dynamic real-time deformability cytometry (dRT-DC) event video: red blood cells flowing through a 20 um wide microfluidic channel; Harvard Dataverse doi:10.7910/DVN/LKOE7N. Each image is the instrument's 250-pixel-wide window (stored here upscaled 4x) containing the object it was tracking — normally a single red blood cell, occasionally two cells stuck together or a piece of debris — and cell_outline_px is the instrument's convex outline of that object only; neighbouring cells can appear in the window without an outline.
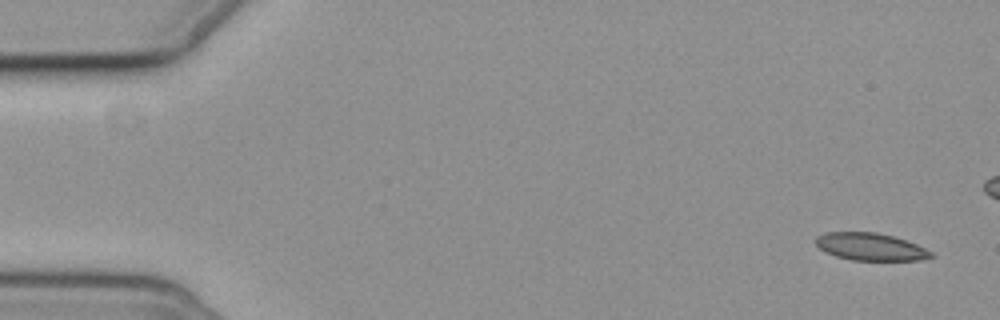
{"species": "common noctule bat (a hibernating species)", "species_latin": "Nyctalus noctula", "temperature_condition": "cold", "stored_images_in_passage": 6, "camera_frame_rate_fps": 3000, "um_per_image_px": 0.085, "animal": {"sex": "female", "body_mass_g": 19.3, "forearm_length_mm": 54.1}, "frame": {"image": 1, "passage_image": 1, "time_ms": 0.0, "image_size_px": [1000, 320], "cell_outline_px": [[936, 256], [920, 260], [852, 260], [836, 256], [824, 252], [812, 240], [816, 236], [828, 232], [876, 232], [892, 236], [916, 244], [932, 252]], "centroid_in_image_um": [73.95, 20.97], "position_along_channel_um": 11.0, "area_um2": 18.44}}